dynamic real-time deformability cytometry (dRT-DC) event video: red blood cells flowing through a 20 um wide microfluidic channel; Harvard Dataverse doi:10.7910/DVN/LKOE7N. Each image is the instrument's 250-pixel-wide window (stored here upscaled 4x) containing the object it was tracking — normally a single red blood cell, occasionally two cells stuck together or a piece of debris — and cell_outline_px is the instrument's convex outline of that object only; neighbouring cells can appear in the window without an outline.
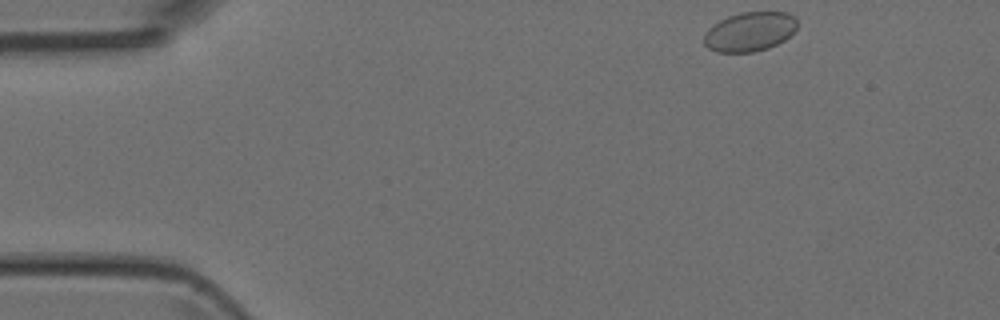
{"species": "Egyptian fruit bat (a non-hibernating species)", "species_latin": "Rousettus aegyptiacus", "temperature_condition": "room temperature", "stored_images_in_passage": 44, "camera_frame_rate_fps": 3000, "um_per_image_px": 0.085, "animal": {"sex": "female"}, "frame": {"image": 1, "passage_image": 1, "time_ms": 0.0, "image_size_px": [1000, 320], "cell_outline_px": [[796, 28], [784, 40], [768, 48], [752, 52], [716, 52], [708, 48], [704, 44], [704, 32], [708, 28], [720, 20], [728, 16], [740, 12], [788, 12], [796, 20]], "centroid_in_image_um": [63.69, 2.69], "position_along_channel_um": 21.3, "area_um2": 21.27}}
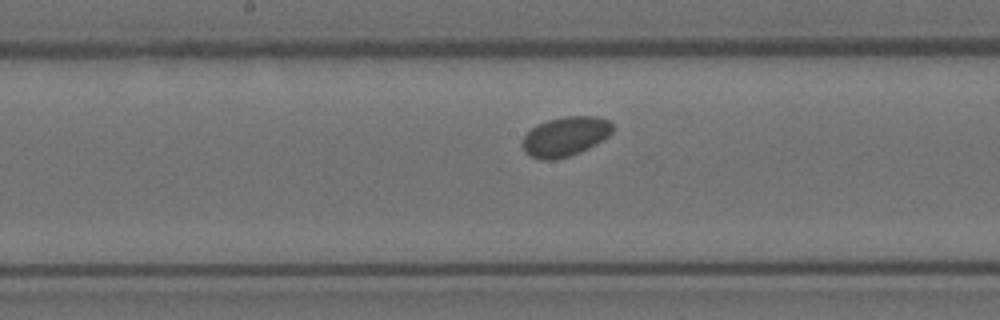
{"frame": {"image": 2, "passage_image": 20, "time_ms": 6.333, "image_size_px": [1000, 320], "cell_outline_px": [[612, 132], [604, 140], [580, 152], [568, 156], [552, 160], [540, 160], [528, 156], [524, 152], [524, 136], [536, 124], [548, 120], [564, 116], [596, 116], [608, 120], [612, 124]], "centroid_in_image_um": [48.05, 11.6], "position_along_channel_um": 200.1, "area_um2": 20.75}}
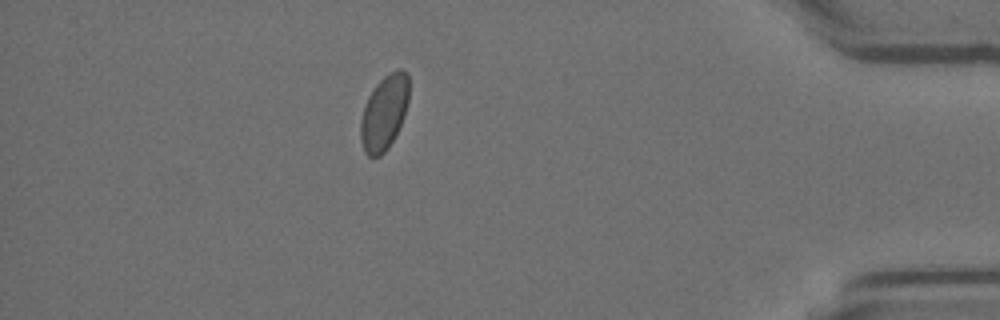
{"frame": {"image": 3, "passage_image": 38, "time_ms": 12.333, "image_size_px": [1000, 320], "cell_outline_px": [[408, 100], [404, 116], [388, 148], [380, 156], [368, 156], [364, 152], [360, 140], [360, 120], [368, 96], [372, 88], [384, 76], [396, 68], [404, 68], [408, 72]], "centroid_in_image_um": [32.64, 9.53], "position_along_channel_um": 402.6, "area_um2": 21.15}}